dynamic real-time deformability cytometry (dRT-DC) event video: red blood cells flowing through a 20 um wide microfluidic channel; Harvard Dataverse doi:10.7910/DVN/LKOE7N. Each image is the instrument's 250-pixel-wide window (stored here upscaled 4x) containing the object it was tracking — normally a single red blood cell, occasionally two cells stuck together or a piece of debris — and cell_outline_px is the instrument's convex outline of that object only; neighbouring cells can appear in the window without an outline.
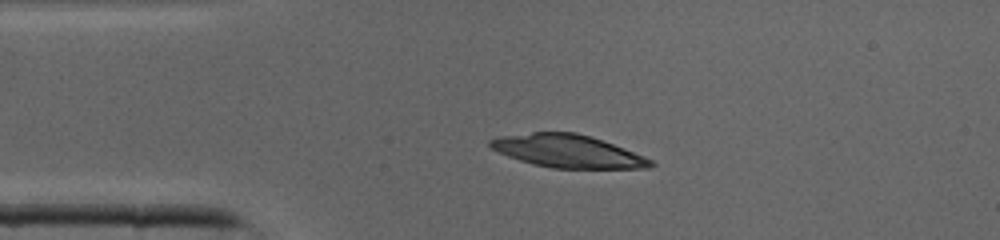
{"species": "common noctule bat (a hibernating species)", "species_latin": "Nyctalus noctula", "temperature_condition": "cold", "stored_images_in_passage": 33, "camera_frame_rate_fps": 3000, "um_per_image_px": 0.085, "animal": {"sex": "male", "body_mass_g": 19.0, "forearm_length_mm": 50.8}, "frame": {"image": 1, "passage_image": 1, "time_ms": 0.0, "image_size_px": [1000, 240], "cell_outline_px": [[656, 164], [648, 168], [552, 168], [532, 164], [508, 156], [492, 148], [488, 144], [488, 140], [500, 136], [532, 132], [576, 132], [592, 136], [624, 148], [644, 156], [652, 160]], "centroid_in_image_um": [48.26, 12.84], "position_along_channel_um": 36.7, "area_um2": 30.63}}